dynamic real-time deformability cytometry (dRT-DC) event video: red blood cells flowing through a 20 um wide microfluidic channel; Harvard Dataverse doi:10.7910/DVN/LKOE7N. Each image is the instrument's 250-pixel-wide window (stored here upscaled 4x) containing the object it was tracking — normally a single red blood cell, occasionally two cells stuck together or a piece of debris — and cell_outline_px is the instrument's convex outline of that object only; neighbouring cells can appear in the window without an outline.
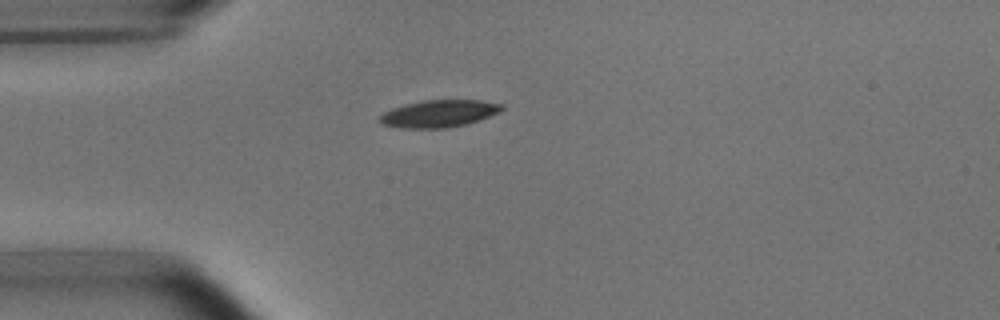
{"species": "common noctule bat (a hibernating species)", "species_latin": "Nyctalus noctula", "temperature_condition": "room temperature", "stored_images_in_passage": 40, "camera_frame_rate_fps": 3000, "um_per_image_px": 0.085, "animal": {"sex": "male", "body_mass_g": 15.6}, "frame": {"image": 1, "passage_image": 1, "time_ms": 0.0, "image_size_px": [1000, 320], "cell_outline_px": [[504, 108], [500, 112], [480, 120], [468, 124], [448, 128], [400, 128], [380, 124], [380, 116], [384, 112], [392, 108], [404, 104], [424, 100], [480, 100], [504, 104]], "centroid_in_image_um": [37.34, 9.66], "position_along_channel_um": 47.7, "area_um2": 19.59}}
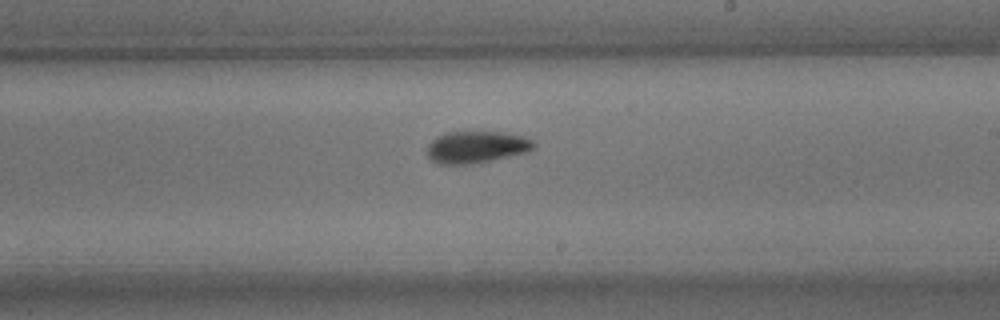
{"frame": {"image": 2, "passage_image": 18, "time_ms": 5.667, "image_size_px": [1000, 320], "cell_outline_px": [[536, 148], [528, 152], [468, 164], [440, 164], [432, 160], [428, 156], [428, 144], [436, 136], [444, 132], [504, 132], [524, 136], [532, 140], [536, 144]], "centroid_in_image_um": [40.51, 12.48], "position_along_channel_um": 248.5, "area_um2": 19.77}}
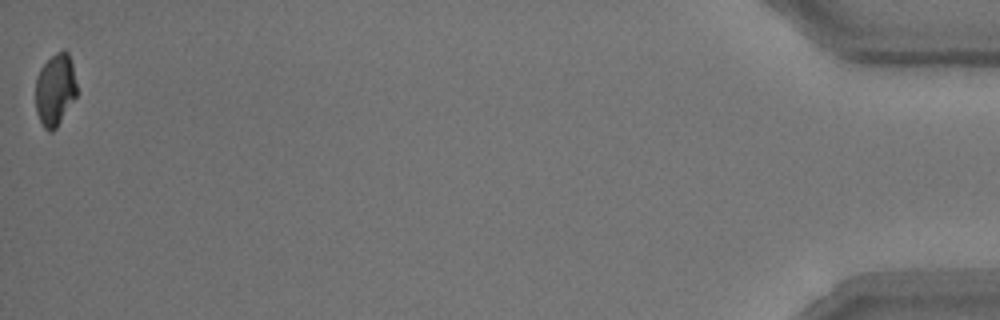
{"frame": {"image": 3, "passage_image": 40, "time_ms": 13.0, "image_size_px": [1000, 320], "cell_outline_px": [[76, 96], [56, 128], [52, 132], [48, 132], [44, 128], [36, 112], [36, 76], [40, 68], [56, 52], [64, 48], [68, 52], [72, 64], [76, 84]], "centroid_in_image_um": [4.68, 7.62], "position_along_channel_um": 430.5, "area_um2": 17.28}, "authors_computed_cell_mechanics": {"area_um2": 19.4497, "velocity_mm_per_s": 3.7614, "shape_relaxation_time_tau1_ms": 2.9572, "shape_relaxation_time_tau2_ms": 4.0701, "deformation_change_tau1": 0.1451, "deformation_change_tau2": 0.1007}}